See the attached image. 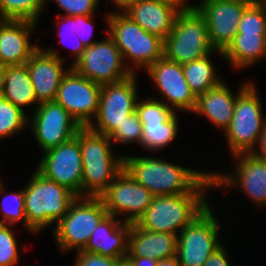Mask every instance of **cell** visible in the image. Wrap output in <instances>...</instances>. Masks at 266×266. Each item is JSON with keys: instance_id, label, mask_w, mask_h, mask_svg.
<instances>
[{"instance_id": "cell-1", "label": "cell", "mask_w": 266, "mask_h": 266, "mask_svg": "<svg viewBox=\"0 0 266 266\" xmlns=\"http://www.w3.org/2000/svg\"><path fill=\"white\" fill-rule=\"evenodd\" d=\"M124 169L154 196L206 193L214 188L212 171H200L154 156H124Z\"/></svg>"}, {"instance_id": "cell-2", "label": "cell", "mask_w": 266, "mask_h": 266, "mask_svg": "<svg viewBox=\"0 0 266 266\" xmlns=\"http://www.w3.org/2000/svg\"><path fill=\"white\" fill-rule=\"evenodd\" d=\"M78 140L83 163L82 197H100L124 169L125 154H114L110 138L89 127L78 130Z\"/></svg>"}, {"instance_id": "cell-3", "label": "cell", "mask_w": 266, "mask_h": 266, "mask_svg": "<svg viewBox=\"0 0 266 266\" xmlns=\"http://www.w3.org/2000/svg\"><path fill=\"white\" fill-rule=\"evenodd\" d=\"M104 20L108 35L114 40L133 74L138 73L137 69L146 70L164 57V40L145 31L124 12H108Z\"/></svg>"}, {"instance_id": "cell-4", "label": "cell", "mask_w": 266, "mask_h": 266, "mask_svg": "<svg viewBox=\"0 0 266 266\" xmlns=\"http://www.w3.org/2000/svg\"><path fill=\"white\" fill-rule=\"evenodd\" d=\"M27 232L33 234L56 225L77 196L65 186L45 178L36 169L23 187Z\"/></svg>"}, {"instance_id": "cell-5", "label": "cell", "mask_w": 266, "mask_h": 266, "mask_svg": "<svg viewBox=\"0 0 266 266\" xmlns=\"http://www.w3.org/2000/svg\"><path fill=\"white\" fill-rule=\"evenodd\" d=\"M206 194L154 196L135 224L145 230L178 235L211 204Z\"/></svg>"}, {"instance_id": "cell-6", "label": "cell", "mask_w": 266, "mask_h": 266, "mask_svg": "<svg viewBox=\"0 0 266 266\" xmlns=\"http://www.w3.org/2000/svg\"><path fill=\"white\" fill-rule=\"evenodd\" d=\"M213 48L204 16L194 6L180 12L174 28L164 39V57L178 64H185L202 57L223 52Z\"/></svg>"}, {"instance_id": "cell-7", "label": "cell", "mask_w": 266, "mask_h": 266, "mask_svg": "<svg viewBox=\"0 0 266 266\" xmlns=\"http://www.w3.org/2000/svg\"><path fill=\"white\" fill-rule=\"evenodd\" d=\"M108 215L99 197H77L64 217L53 226V237L63 254L83 250L96 226Z\"/></svg>"}, {"instance_id": "cell-8", "label": "cell", "mask_w": 266, "mask_h": 266, "mask_svg": "<svg viewBox=\"0 0 266 266\" xmlns=\"http://www.w3.org/2000/svg\"><path fill=\"white\" fill-rule=\"evenodd\" d=\"M253 82L237 97L230 126L223 133L231 156L252 152L266 121L260 95Z\"/></svg>"}, {"instance_id": "cell-9", "label": "cell", "mask_w": 266, "mask_h": 266, "mask_svg": "<svg viewBox=\"0 0 266 266\" xmlns=\"http://www.w3.org/2000/svg\"><path fill=\"white\" fill-rule=\"evenodd\" d=\"M210 204L177 235L176 257L181 266H203L223 243L220 223Z\"/></svg>"}, {"instance_id": "cell-10", "label": "cell", "mask_w": 266, "mask_h": 266, "mask_svg": "<svg viewBox=\"0 0 266 266\" xmlns=\"http://www.w3.org/2000/svg\"><path fill=\"white\" fill-rule=\"evenodd\" d=\"M101 85L99 109L96 118L88 126L92 131L109 136L119 124L135 112L139 99L137 76Z\"/></svg>"}, {"instance_id": "cell-11", "label": "cell", "mask_w": 266, "mask_h": 266, "mask_svg": "<svg viewBox=\"0 0 266 266\" xmlns=\"http://www.w3.org/2000/svg\"><path fill=\"white\" fill-rule=\"evenodd\" d=\"M105 35L102 40L86 47L82 56L71 66L79 75L99 85L116 83L133 74L107 30Z\"/></svg>"}, {"instance_id": "cell-12", "label": "cell", "mask_w": 266, "mask_h": 266, "mask_svg": "<svg viewBox=\"0 0 266 266\" xmlns=\"http://www.w3.org/2000/svg\"><path fill=\"white\" fill-rule=\"evenodd\" d=\"M232 157L235 162L232 173L212 170L214 189L241 188L240 192L247 195L256 207H266V160L252 152L238 153Z\"/></svg>"}, {"instance_id": "cell-13", "label": "cell", "mask_w": 266, "mask_h": 266, "mask_svg": "<svg viewBox=\"0 0 266 266\" xmlns=\"http://www.w3.org/2000/svg\"><path fill=\"white\" fill-rule=\"evenodd\" d=\"M136 113L142 123L140 146L148 152H161L177 138L179 122L177 113L156 97L138 99Z\"/></svg>"}, {"instance_id": "cell-14", "label": "cell", "mask_w": 266, "mask_h": 266, "mask_svg": "<svg viewBox=\"0 0 266 266\" xmlns=\"http://www.w3.org/2000/svg\"><path fill=\"white\" fill-rule=\"evenodd\" d=\"M37 164L36 170L45 178L82 197L83 163L78 131L70 140L45 151Z\"/></svg>"}, {"instance_id": "cell-15", "label": "cell", "mask_w": 266, "mask_h": 266, "mask_svg": "<svg viewBox=\"0 0 266 266\" xmlns=\"http://www.w3.org/2000/svg\"><path fill=\"white\" fill-rule=\"evenodd\" d=\"M29 115L30 129L43 153L73 138L82 127L55 101L40 103Z\"/></svg>"}, {"instance_id": "cell-16", "label": "cell", "mask_w": 266, "mask_h": 266, "mask_svg": "<svg viewBox=\"0 0 266 266\" xmlns=\"http://www.w3.org/2000/svg\"><path fill=\"white\" fill-rule=\"evenodd\" d=\"M108 215L135 223L153 201L154 195L123 169L99 197Z\"/></svg>"}, {"instance_id": "cell-17", "label": "cell", "mask_w": 266, "mask_h": 266, "mask_svg": "<svg viewBox=\"0 0 266 266\" xmlns=\"http://www.w3.org/2000/svg\"><path fill=\"white\" fill-rule=\"evenodd\" d=\"M101 85L79 75L72 67L63 76L55 102L82 126L88 127L99 109Z\"/></svg>"}, {"instance_id": "cell-18", "label": "cell", "mask_w": 266, "mask_h": 266, "mask_svg": "<svg viewBox=\"0 0 266 266\" xmlns=\"http://www.w3.org/2000/svg\"><path fill=\"white\" fill-rule=\"evenodd\" d=\"M194 6L204 16L210 42L216 51L224 52L237 34L245 8L253 0H200Z\"/></svg>"}, {"instance_id": "cell-19", "label": "cell", "mask_w": 266, "mask_h": 266, "mask_svg": "<svg viewBox=\"0 0 266 266\" xmlns=\"http://www.w3.org/2000/svg\"><path fill=\"white\" fill-rule=\"evenodd\" d=\"M150 76L159 94L168 105L175 112L189 111L193 113L197 104V97L188 85L182 64L170 61L165 57L158 59L155 63L151 64L144 70Z\"/></svg>"}, {"instance_id": "cell-20", "label": "cell", "mask_w": 266, "mask_h": 266, "mask_svg": "<svg viewBox=\"0 0 266 266\" xmlns=\"http://www.w3.org/2000/svg\"><path fill=\"white\" fill-rule=\"evenodd\" d=\"M55 49L39 47L25 63L27 65L37 102L54 101L63 76L71 66Z\"/></svg>"}, {"instance_id": "cell-21", "label": "cell", "mask_w": 266, "mask_h": 266, "mask_svg": "<svg viewBox=\"0 0 266 266\" xmlns=\"http://www.w3.org/2000/svg\"><path fill=\"white\" fill-rule=\"evenodd\" d=\"M38 24L29 20L9 19L0 31V64L24 65L40 47L30 39Z\"/></svg>"}, {"instance_id": "cell-22", "label": "cell", "mask_w": 266, "mask_h": 266, "mask_svg": "<svg viewBox=\"0 0 266 266\" xmlns=\"http://www.w3.org/2000/svg\"><path fill=\"white\" fill-rule=\"evenodd\" d=\"M251 83L250 81L242 83L237 92L233 93L232 88L223 80L219 85L197 97V104L193 114L202 115L215 127L221 128L225 132L233 119L237 97Z\"/></svg>"}, {"instance_id": "cell-23", "label": "cell", "mask_w": 266, "mask_h": 266, "mask_svg": "<svg viewBox=\"0 0 266 266\" xmlns=\"http://www.w3.org/2000/svg\"><path fill=\"white\" fill-rule=\"evenodd\" d=\"M130 223L107 215L94 229L84 251L115 259H125L128 254Z\"/></svg>"}, {"instance_id": "cell-24", "label": "cell", "mask_w": 266, "mask_h": 266, "mask_svg": "<svg viewBox=\"0 0 266 266\" xmlns=\"http://www.w3.org/2000/svg\"><path fill=\"white\" fill-rule=\"evenodd\" d=\"M124 13L145 31L164 40L174 28L180 12L155 0H135Z\"/></svg>"}, {"instance_id": "cell-25", "label": "cell", "mask_w": 266, "mask_h": 266, "mask_svg": "<svg viewBox=\"0 0 266 266\" xmlns=\"http://www.w3.org/2000/svg\"><path fill=\"white\" fill-rule=\"evenodd\" d=\"M176 248L177 235L145 230L130 223L126 256L150 257L160 261L176 256Z\"/></svg>"}, {"instance_id": "cell-26", "label": "cell", "mask_w": 266, "mask_h": 266, "mask_svg": "<svg viewBox=\"0 0 266 266\" xmlns=\"http://www.w3.org/2000/svg\"><path fill=\"white\" fill-rule=\"evenodd\" d=\"M223 60L235 70H243L255 63L266 61V34H236L223 52Z\"/></svg>"}, {"instance_id": "cell-27", "label": "cell", "mask_w": 266, "mask_h": 266, "mask_svg": "<svg viewBox=\"0 0 266 266\" xmlns=\"http://www.w3.org/2000/svg\"><path fill=\"white\" fill-rule=\"evenodd\" d=\"M23 111L39 105L27 65L6 66L5 87L1 95Z\"/></svg>"}, {"instance_id": "cell-28", "label": "cell", "mask_w": 266, "mask_h": 266, "mask_svg": "<svg viewBox=\"0 0 266 266\" xmlns=\"http://www.w3.org/2000/svg\"><path fill=\"white\" fill-rule=\"evenodd\" d=\"M211 57L208 55L182 64L185 79L196 97L223 81L217 74L218 70L213 65Z\"/></svg>"}, {"instance_id": "cell-29", "label": "cell", "mask_w": 266, "mask_h": 266, "mask_svg": "<svg viewBox=\"0 0 266 266\" xmlns=\"http://www.w3.org/2000/svg\"><path fill=\"white\" fill-rule=\"evenodd\" d=\"M29 114L0 96V141L18 135L27 128Z\"/></svg>"}, {"instance_id": "cell-30", "label": "cell", "mask_w": 266, "mask_h": 266, "mask_svg": "<svg viewBox=\"0 0 266 266\" xmlns=\"http://www.w3.org/2000/svg\"><path fill=\"white\" fill-rule=\"evenodd\" d=\"M45 8V0H0V12L11 20L39 23Z\"/></svg>"}, {"instance_id": "cell-31", "label": "cell", "mask_w": 266, "mask_h": 266, "mask_svg": "<svg viewBox=\"0 0 266 266\" xmlns=\"http://www.w3.org/2000/svg\"><path fill=\"white\" fill-rule=\"evenodd\" d=\"M6 187L0 186V196H4L0 202L1 224L15 225L22 221L27 230V219L25 215L24 192L23 188L17 192L6 194ZM5 193V194H4Z\"/></svg>"}, {"instance_id": "cell-32", "label": "cell", "mask_w": 266, "mask_h": 266, "mask_svg": "<svg viewBox=\"0 0 266 266\" xmlns=\"http://www.w3.org/2000/svg\"><path fill=\"white\" fill-rule=\"evenodd\" d=\"M57 24L58 27V36L59 44L63 43V46H69L71 56L73 58L72 63L69 65L72 66L83 54V51L86 49L85 45L81 40L76 36V16H65L64 14L57 15ZM70 41V42H69ZM69 42V43H68ZM69 45H68V44Z\"/></svg>"}, {"instance_id": "cell-33", "label": "cell", "mask_w": 266, "mask_h": 266, "mask_svg": "<svg viewBox=\"0 0 266 266\" xmlns=\"http://www.w3.org/2000/svg\"><path fill=\"white\" fill-rule=\"evenodd\" d=\"M237 34H266V12L257 0L245 8Z\"/></svg>"}, {"instance_id": "cell-34", "label": "cell", "mask_w": 266, "mask_h": 266, "mask_svg": "<svg viewBox=\"0 0 266 266\" xmlns=\"http://www.w3.org/2000/svg\"><path fill=\"white\" fill-rule=\"evenodd\" d=\"M142 132V123L135 111L130 114L125 121L119 124L108 137L110 138V141L115 144L129 145L131 143H138V145H140Z\"/></svg>"}, {"instance_id": "cell-35", "label": "cell", "mask_w": 266, "mask_h": 266, "mask_svg": "<svg viewBox=\"0 0 266 266\" xmlns=\"http://www.w3.org/2000/svg\"><path fill=\"white\" fill-rule=\"evenodd\" d=\"M12 227L0 223V266H14L19 262L18 242Z\"/></svg>"}, {"instance_id": "cell-36", "label": "cell", "mask_w": 266, "mask_h": 266, "mask_svg": "<svg viewBox=\"0 0 266 266\" xmlns=\"http://www.w3.org/2000/svg\"><path fill=\"white\" fill-rule=\"evenodd\" d=\"M50 0H45V4ZM65 16H93L98 11L100 0H52Z\"/></svg>"}, {"instance_id": "cell-37", "label": "cell", "mask_w": 266, "mask_h": 266, "mask_svg": "<svg viewBox=\"0 0 266 266\" xmlns=\"http://www.w3.org/2000/svg\"><path fill=\"white\" fill-rule=\"evenodd\" d=\"M76 259L73 266H117L123 259H115L84 250L76 251Z\"/></svg>"}, {"instance_id": "cell-38", "label": "cell", "mask_w": 266, "mask_h": 266, "mask_svg": "<svg viewBox=\"0 0 266 266\" xmlns=\"http://www.w3.org/2000/svg\"><path fill=\"white\" fill-rule=\"evenodd\" d=\"M95 15L93 16H76V36L81 40V42L85 45V47H90L97 39H93V25L92 21H94Z\"/></svg>"}, {"instance_id": "cell-39", "label": "cell", "mask_w": 266, "mask_h": 266, "mask_svg": "<svg viewBox=\"0 0 266 266\" xmlns=\"http://www.w3.org/2000/svg\"><path fill=\"white\" fill-rule=\"evenodd\" d=\"M223 244L218 247L203 264V266H231L230 255Z\"/></svg>"}, {"instance_id": "cell-40", "label": "cell", "mask_w": 266, "mask_h": 266, "mask_svg": "<svg viewBox=\"0 0 266 266\" xmlns=\"http://www.w3.org/2000/svg\"><path fill=\"white\" fill-rule=\"evenodd\" d=\"M258 148H254L252 153L259 158L266 160V121L263 125L262 132L257 143Z\"/></svg>"}, {"instance_id": "cell-41", "label": "cell", "mask_w": 266, "mask_h": 266, "mask_svg": "<svg viewBox=\"0 0 266 266\" xmlns=\"http://www.w3.org/2000/svg\"><path fill=\"white\" fill-rule=\"evenodd\" d=\"M125 259L131 266H157L158 260L150 257L126 256Z\"/></svg>"}, {"instance_id": "cell-42", "label": "cell", "mask_w": 266, "mask_h": 266, "mask_svg": "<svg viewBox=\"0 0 266 266\" xmlns=\"http://www.w3.org/2000/svg\"><path fill=\"white\" fill-rule=\"evenodd\" d=\"M157 2L174 7L179 12L189 10L194 7V4L188 3V0H155Z\"/></svg>"}, {"instance_id": "cell-43", "label": "cell", "mask_w": 266, "mask_h": 266, "mask_svg": "<svg viewBox=\"0 0 266 266\" xmlns=\"http://www.w3.org/2000/svg\"><path fill=\"white\" fill-rule=\"evenodd\" d=\"M119 9L118 12H124L135 0H111Z\"/></svg>"}, {"instance_id": "cell-44", "label": "cell", "mask_w": 266, "mask_h": 266, "mask_svg": "<svg viewBox=\"0 0 266 266\" xmlns=\"http://www.w3.org/2000/svg\"><path fill=\"white\" fill-rule=\"evenodd\" d=\"M157 266H181L176 256L158 261Z\"/></svg>"}, {"instance_id": "cell-45", "label": "cell", "mask_w": 266, "mask_h": 266, "mask_svg": "<svg viewBox=\"0 0 266 266\" xmlns=\"http://www.w3.org/2000/svg\"><path fill=\"white\" fill-rule=\"evenodd\" d=\"M5 78H6V66L0 64V96L2 95L4 91Z\"/></svg>"}, {"instance_id": "cell-46", "label": "cell", "mask_w": 266, "mask_h": 266, "mask_svg": "<svg viewBox=\"0 0 266 266\" xmlns=\"http://www.w3.org/2000/svg\"><path fill=\"white\" fill-rule=\"evenodd\" d=\"M9 19L0 12V31Z\"/></svg>"}, {"instance_id": "cell-47", "label": "cell", "mask_w": 266, "mask_h": 266, "mask_svg": "<svg viewBox=\"0 0 266 266\" xmlns=\"http://www.w3.org/2000/svg\"><path fill=\"white\" fill-rule=\"evenodd\" d=\"M117 266H131L126 259L120 260Z\"/></svg>"}, {"instance_id": "cell-48", "label": "cell", "mask_w": 266, "mask_h": 266, "mask_svg": "<svg viewBox=\"0 0 266 266\" xmlns=\"http://www.w3.org/2000/svg\"><path fill=\"white\" fill-rule=\"evenodd\" d=\"M264 8L265 12H266V0H257Z\"/></svg>"}, {"instance_id": "cell-49", "label": "cell", "mask_w": 266, "mask_h": 266, "mask_svg": "<svg viewBox=\"0 0 266 266\" xmlns=\"http://www.w3.org/2000/svg\"><path fill=\"white\" fill-rule=\"evenodd\" d=\"M3 184H4L3 180H2V178H0V186L3 185Z\"/></svg>"}]
</instances>
